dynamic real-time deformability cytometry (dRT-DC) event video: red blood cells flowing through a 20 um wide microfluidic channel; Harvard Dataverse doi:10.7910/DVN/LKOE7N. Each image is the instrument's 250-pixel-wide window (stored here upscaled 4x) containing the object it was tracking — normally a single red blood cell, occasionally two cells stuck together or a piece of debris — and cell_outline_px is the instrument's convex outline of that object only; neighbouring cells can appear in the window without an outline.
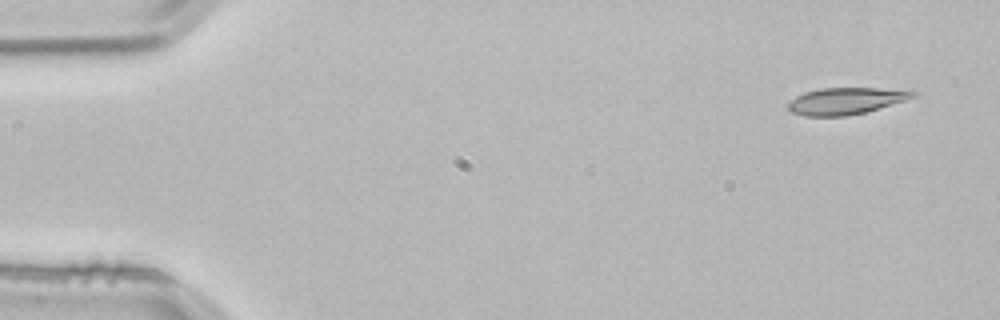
{"species": "common noctule bat (a hibernating species)", "species_latin": "Nyctalus noctula", "temperature_condition": "room temperature", "stored_images_in_passage": 3, "camera_frame_rate_fps": 3000, "um_per_image_px": 0.085, "animal": {"sex": "male", "body_mass_g": 21.5, "forearm_length_mm": 52.0}, "frame": {"image": 1, "passage_image": 1, "time_ms": 0.0, "image_size_px": [1000, 320], "cell_outline_px": [[916, 96], [904, 100], [864, 112], [848, 116], [804, 116], [792, 112], [788, 108], [788, 100], [804, 92], [820, 88], [912, 88], [916, 92]], "centroid_in_image_um": [71.92, 8.56], "position_along_channel_um": 13.1, "area_um2": 19.65}}
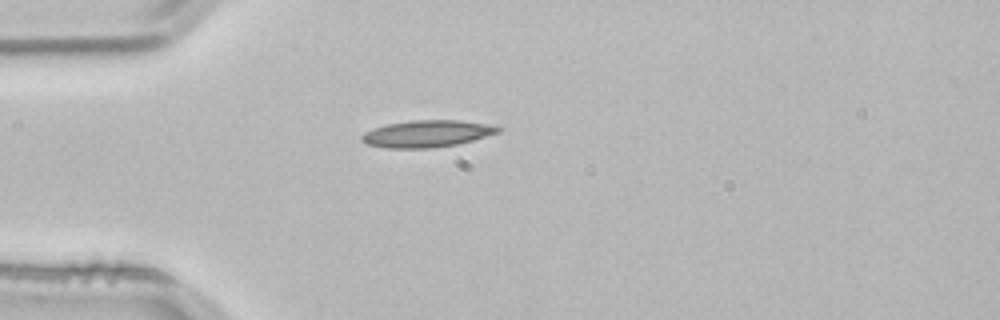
{"frame": {"image": 2, "passage_image": 3, "time_ms": 0.667, "image_size_px": [1000, 320], "cell_outline_px": [[504, 128], [500, 132], [472, 140], [456, 144], [432, 148], [384, 148], [368, 144], [360, 140], [360, 136], [364, 132], [388, 124], [412, 120], [460, 120], [488, 124]], "centroid_in_image_um": [36.3, 11.36], "position_along_channel_um": 48.7, "area_um2": 21.33}}